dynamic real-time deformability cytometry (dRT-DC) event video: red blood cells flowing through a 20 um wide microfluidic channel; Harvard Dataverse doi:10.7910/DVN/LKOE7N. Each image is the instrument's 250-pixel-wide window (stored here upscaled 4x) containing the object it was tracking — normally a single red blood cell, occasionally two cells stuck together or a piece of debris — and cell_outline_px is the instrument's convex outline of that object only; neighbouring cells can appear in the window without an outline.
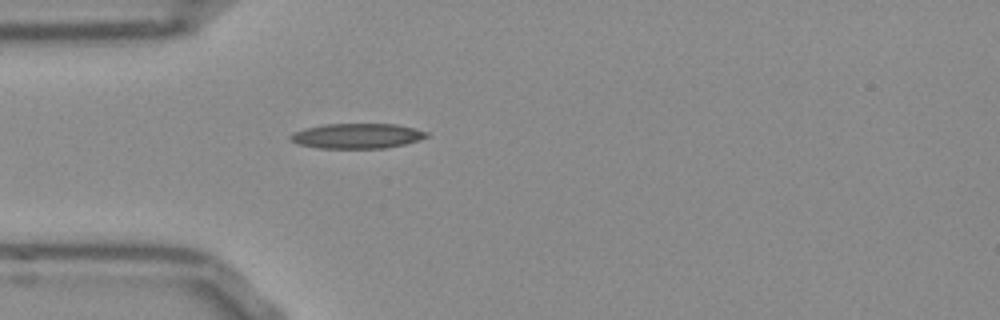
{"species": "Egyptian fruit bat (a non-hibernating species)", "species_latin": "Rousettus aegyptiacus", "temperature_condition": "room temperature", "stored_images_in_passage": 32, "camera_frame_rate_fps": 3000, "um_per_image_px": 0.085, "frame": {"image": 1, "passage_image": 1, "time_ms": 0.0, "image_size_px": [1000, 320], "cell_outline_px": [[428, 136], [420, 140], [404, 144], [384, 148], [320, 148], [300, 144], [292, 140], [288, 136], [292, 132], [304, 128], [324, 124], [396, 124], [428, 132]], "centroid_in_image_um": [30.34, 11.55], "position_along_channel_um": 54.7, "area_um2": 19.77}}
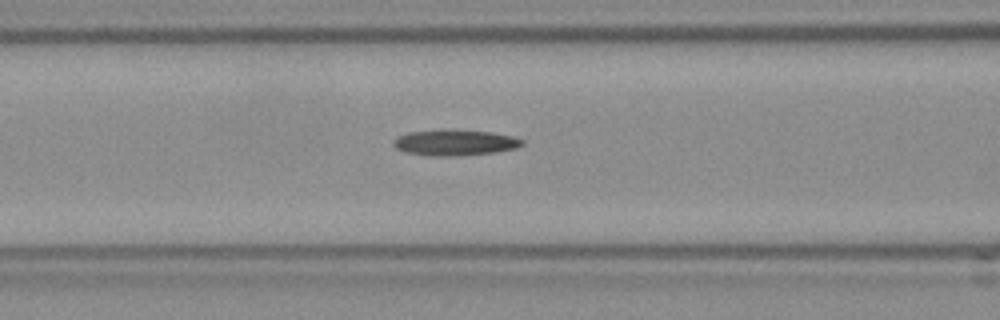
{"frame": {"image": 2, "passage_image": 7, "time_ms": 2.0, "image_size_px": [1000, 320], "cell_outline_px": [[524, 144], [516, 148], [496, 152], [456, 156], [428, 156], [404, 152], [396, 148], [392, 144], [392, 140], [408, 132], [440, 128], [492, 132], [512, 136], [524, 140]], "centroid_in_image_um": [38.63, 12.11], "position_along_channel_um": 128.0, "area_um2": 19.83}}
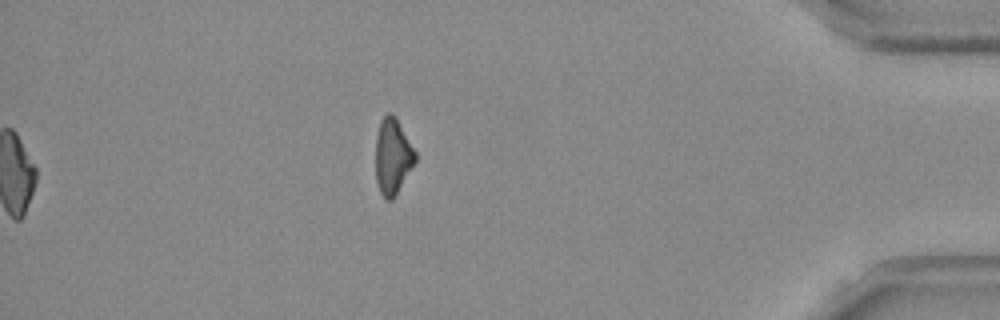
{"frame": {"image": 3, "passage_image": 32, "time_ms": 10.333, "image_size_px": [1000, 320], "cell_outline_px": [[416, 160], [392, 200], [384, 200], [380, 192], [376, 180], [376, 136], [380, 120], [388, 112], [392, 112], [396, 116], [416, 152]], "centroid_in_image_um": [33.36, 13.26], "position_along_channel_um": 401.8, "area_um2": 17.51}}